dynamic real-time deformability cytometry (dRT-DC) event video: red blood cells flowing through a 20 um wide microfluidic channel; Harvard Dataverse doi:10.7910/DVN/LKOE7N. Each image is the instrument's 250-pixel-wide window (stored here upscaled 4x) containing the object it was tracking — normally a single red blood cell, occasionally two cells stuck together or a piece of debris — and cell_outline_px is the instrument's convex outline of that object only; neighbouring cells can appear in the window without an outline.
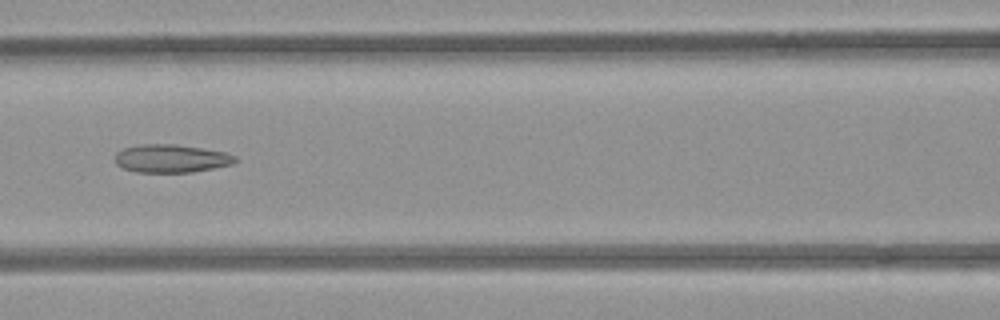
{"species": "common noctule bat (a hibernating species)", "species_latin": "Nyctalus noctula", "temperature_condition": "room temperature", "stored_images_in_passage": 6, "camera_frame_rate_fps": 3000, "um_per_image_px": 0.085, "animal": {"sex": "female", "body_mass_g": 21.9}, "frame": {"image": 1, "passage_image": 6, "time_ms": 5.667, "image_size_px": [1000, 320], "cell_outline_px": [[236, 160], [232, 164], [192, 172], [136, 172], [124, 168], [116, 164], [116, 152], [124, 148], [140, 144], [176, 144], [224, 152], [236, 156]], "centroid_in_image_um": [14.53, 13.47], "position_along_channel_um": 152.1, "area_um2": 19.48}}